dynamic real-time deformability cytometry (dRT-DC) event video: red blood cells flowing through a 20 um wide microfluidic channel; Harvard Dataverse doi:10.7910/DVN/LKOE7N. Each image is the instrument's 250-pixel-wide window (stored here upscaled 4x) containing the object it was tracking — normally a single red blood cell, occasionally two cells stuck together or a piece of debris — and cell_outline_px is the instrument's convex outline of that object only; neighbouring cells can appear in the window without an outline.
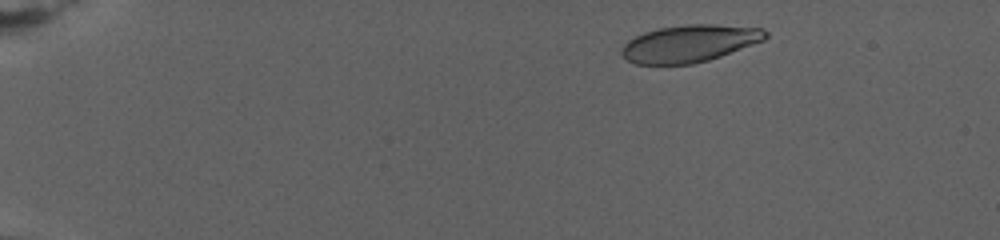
{"species": "human", "species_latin": "Homo sapiens", "temperature_condition": "warm", "stored_images_in_passage": 37, "camera_frame_rate_fps": 3000, "um_per_image_px": 0.085, "donor": {"sex": "female"}, "frame": {"image": 1, "passage_image": 4, "time_ms": 2.0, "image_size_px": [1000, 240], "cell_outline_px": [[768, 36], [764, 40], [720, 56], [708, 60], [692, 64], [636, 64], [628, 60], [620, 52], [624, 44], [628, 40], [644, 32], [660, 28], [688, 24], [712, 24], [764, 28], [768, 32]], "centroid_in_image_um": [58.62, 3.69], "position_along_channel_um": 26.4, "area_um2": 30.98}}
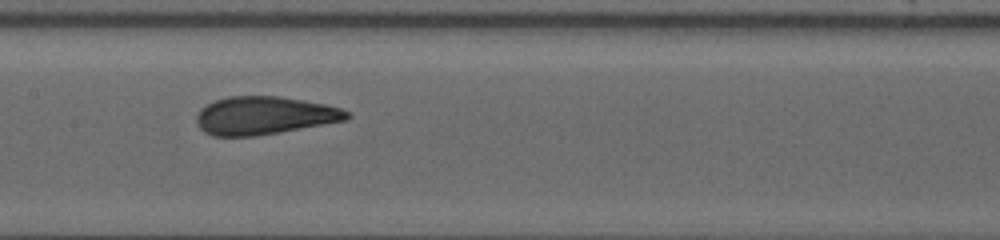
{"frame": {"image": 2, "passage_image": 20, "time_ms": 12.333, "image_size_px": [1000, 240], "cell_outline_px": [[352, 116], [348, 120], [252, 136], [212, 136], [204, 132], [196, 124], [196, 116], [200, 108], [216, 100], [228, 96], [280, 96], [304, 100], [324, 104], [340, 108], [348, 112]], "centroid_in_image_um": [22.44, 9.81], "position_along_channel_um": 185.0, "area_um2": 33.18}}
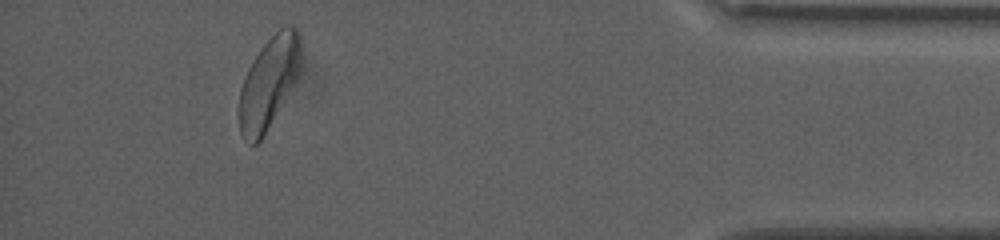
{"frame": {"image": 3, "passage_image": 34, "time_ms": 22.667, "image_size_px": [1000, 240], "cell_outline_px": [[300, 76], [296, 84], [260, 140], [256, 144], [252, 144], [244, 140], [240, 132], [236, 112], [240, 88], [244, 76], [248, 68], [260, 48], [284, 24], [288, 24], [296, 28], [300, 32]], "centroid_in_image_um": [22.83, 7.04], "position_along_channel_um": 412.4, "area_um2": 33.7}, "authors_computed_cell_mechanics": {"area_um2": 33.0038, "velocity_mm_per_s": 2.6285, "shape_relaxation_time_tau1_ms": null, "shape_relaxation_time_tau2_ms": 1.2896, "deformation_change_tau1": null, "deformation_change_tau2": 0.0604}}